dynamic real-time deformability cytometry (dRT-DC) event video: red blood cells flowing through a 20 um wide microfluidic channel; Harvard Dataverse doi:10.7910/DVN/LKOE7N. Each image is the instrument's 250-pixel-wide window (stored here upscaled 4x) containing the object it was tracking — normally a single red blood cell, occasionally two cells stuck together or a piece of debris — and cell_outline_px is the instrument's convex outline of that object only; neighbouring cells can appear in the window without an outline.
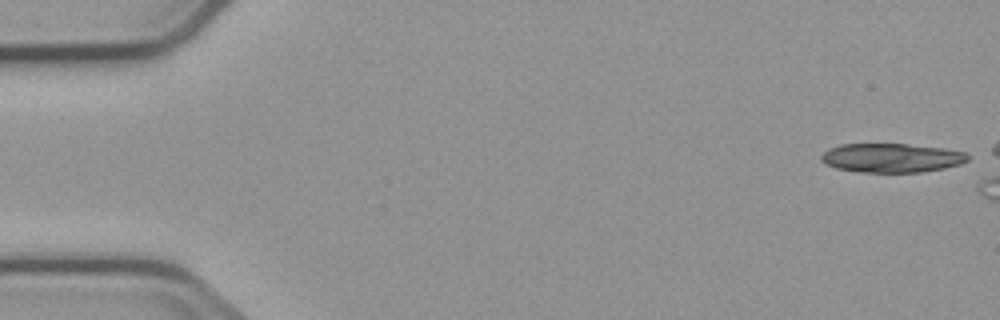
{"species": "common noctule bat (a hibernating species)", "species_latin": "Nyctalus noctula", "temperature_condition": "cold", "stored_images_in_passage": 5, "camera_frame_rate_fps": 3000, "um_per_image_px": 0.085, "animal": {"sex": "male", "body_mass_g": 23.1, "forearm_length_mm": 52.7}, "frame": {"image": 1, "passage_image": 1, "time_ms": 0.0, "image_size_px": [1000, 320], "cell_outline_px": [[968, 160], [960, 164], [944, 168], [924, 172], [860, 172], [836, 168], [824, 164], [820, 160], [820, 156], [828, 148], [840, 144], [904, 144], [944, 148], [964, 152], [968, 156]], "centroid_in_image_um": [75.74, 13.42], "position_along_channel_um": 9.3, "area_um2": 24.85}}